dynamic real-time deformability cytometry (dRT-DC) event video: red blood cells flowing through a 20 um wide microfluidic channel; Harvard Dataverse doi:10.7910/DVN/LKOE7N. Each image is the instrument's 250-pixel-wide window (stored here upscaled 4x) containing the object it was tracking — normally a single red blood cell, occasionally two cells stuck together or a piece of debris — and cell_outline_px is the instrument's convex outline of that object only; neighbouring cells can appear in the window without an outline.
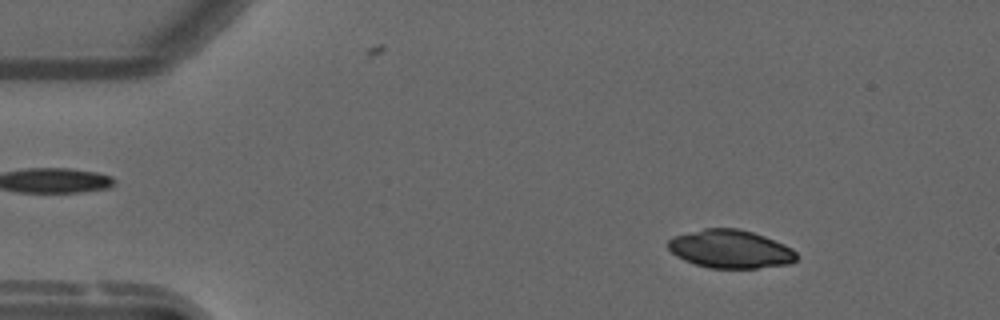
{"species": "common noctule bat (a hibernating species)", "species_latin": "Nyctalus noctula", "temperature_condition": "warm", "stored_images_in_passage": 54, "camera_frame_rate_fps": 3000, "um_per_image_px": 0.085, "animal": {"sex": "male", "forearm_length_mm": 52.5}, "frame": {"image": 1, "passage_image": 7, "time_ms": 2.0, "image_size_px": [1000, 320], "cell_outline_px": [[800, 256], [792, 264], [756, 268], [708, 268], [684, 260], [676, 256], [668, 248], [668, 240], [672, 236], [704, 228], [740, 228], [764, 236], [784, 244], [792, 248]], "centroid_in_image_um": [62.1, 21.17], "position_along_channel_um": 22.9, "area_um2": 28.9}}
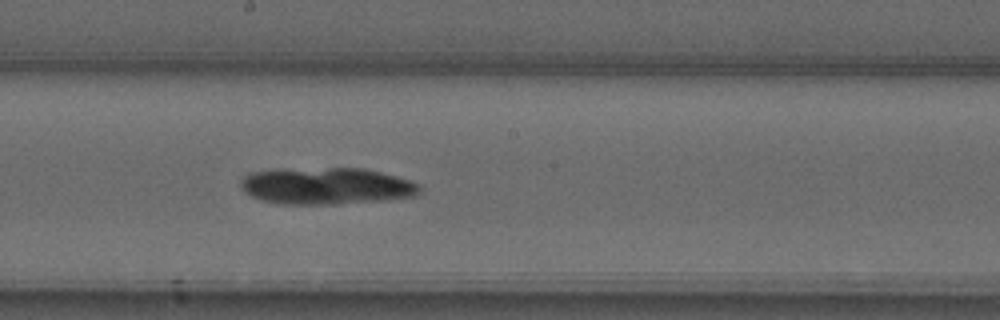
{"frame": {"image": 2, "passage_image": 29, "time_ms": 9.333, "image_size_px": [1000, 320], "cell_outline_px": [[420, 192], [416, 196], [384, 200], [336, 204], [276, 204], [252, 196], [240, 188], [240, 180], [248, 172], [272, 168], [364, 168], [412, 180], [420, 184]], "centroid_in_image_um": [27.71, 15.79], "position_along_channel_um": 220.5, "area_um2": 39.02}}
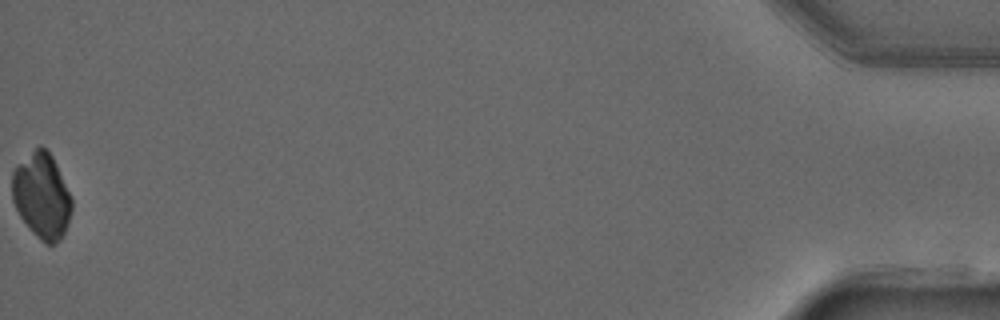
{"frame": {"image": 3, "passage_image": 54, "time_ms": 17.667, "image_size_px": [1000, 320], "cell_outline_px": [[72, 208], [64, 232], [60, 240], [52, 244], [48, 244], [40, 240], [28, 228], [20, 216], [12, 200], [12, 172], [40, 144], [52, 156], [56, 164], [72, 200]], "centroid_in_image_um": [3.54, 16.67], "position_along_channel_um": 431.7, "area_um2": 29.07}}